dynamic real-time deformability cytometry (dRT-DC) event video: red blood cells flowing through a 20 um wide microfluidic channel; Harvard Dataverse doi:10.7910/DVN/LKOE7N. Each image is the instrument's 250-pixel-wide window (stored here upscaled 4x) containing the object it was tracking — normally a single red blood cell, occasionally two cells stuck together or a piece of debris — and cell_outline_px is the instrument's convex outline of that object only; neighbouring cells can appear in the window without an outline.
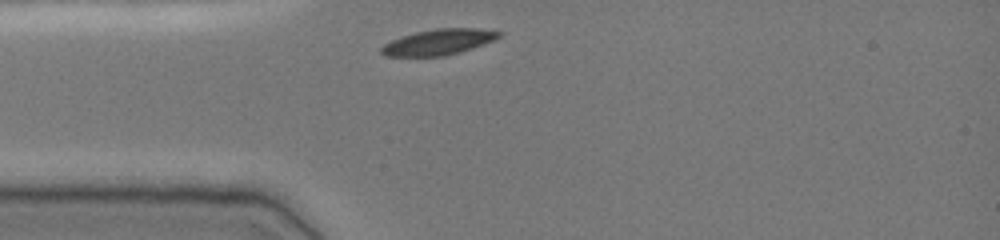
{"species": "common noctule bat (a hibernating species)", "species_latin": "Nyctalus noctula", "temperature_condition": "cold", "stored_images_in_passage": 29, "camera_frame_rate_fps": 3000, "um_per_image_px": 0.085, "animal": {"sex": "female", "body_mass_g": 19.0, "forearm_length_mm": 51.5}, "frame": {"image": 1, "passage_image": 1, "time_ms": 0.0, "image_size_px": [1000, 240], "cell_outline_px": [[504, 32], [496, 40], [460, 52], [444, 56], [384, 56], [380, 52], [380, 48], [384, 44], [392, 40], [416, 32], [436, 28], [476, 28]], "centroid_in_image_um": [37.31, 3.57], "position_along_channel_um": 47.7, "area_um2": 17.63}}
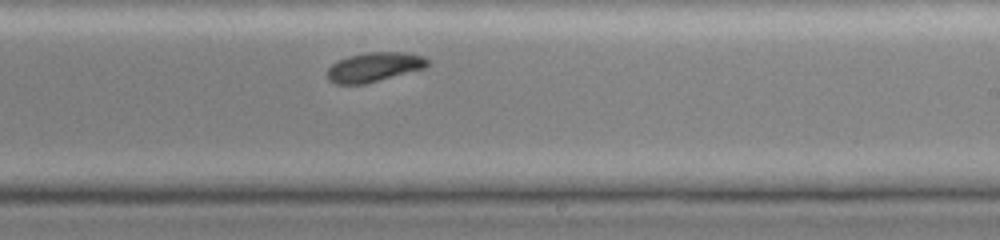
{"frame": {"image": 2, "passage_image": 18, "time_ms": 5.667, "image_size_px": [1000, 240], "cell_outline_px": [[428, 64], [424, 68], [364, 84], [336, 84], [328, 80], [328, 68], [332, 64], [348, 56], [368, 52], [404, 52], [424, 56], [428, 60]], "centroid_in_image_um": [31.79, 5.69], "position_along_channel_um": 257.2, "area_um2": 16.94}}
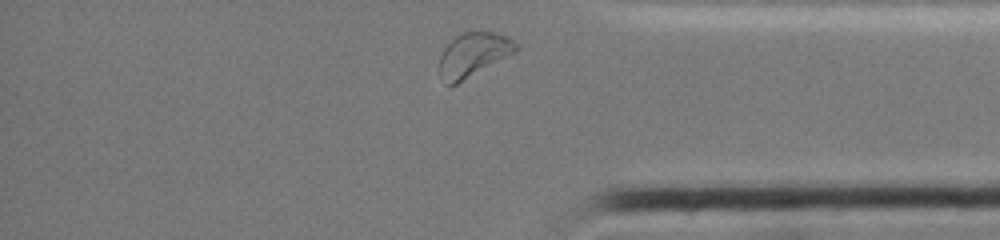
{"frame": {"image": 3, "passage_image": 29, "time_ms": 9.333, "image_size_px": [1000, 240], "cell_outline_px": [[516, 52], [456, 84], [448, 84], [440, 76], [440, 56], [444, 48], [456, 36], [464, 32], [496, 32], [512, 40], [516, 44]], "centroid_in_image_um": [40.22, 4.64], "position_along_channel_um": 395.0, "area_um2": 19.07}, "authors_computed_cell_mechanics": {"area_um2": 18.0914, "velocity_mm_per_s": 3.8265, "shape_relaxation_time_tau1_ms": 2.548, "shape_relaxation_time_tau2_ms": null, "deformation_change_tau1": 0.0921, "deformation_change_tau2": null}}